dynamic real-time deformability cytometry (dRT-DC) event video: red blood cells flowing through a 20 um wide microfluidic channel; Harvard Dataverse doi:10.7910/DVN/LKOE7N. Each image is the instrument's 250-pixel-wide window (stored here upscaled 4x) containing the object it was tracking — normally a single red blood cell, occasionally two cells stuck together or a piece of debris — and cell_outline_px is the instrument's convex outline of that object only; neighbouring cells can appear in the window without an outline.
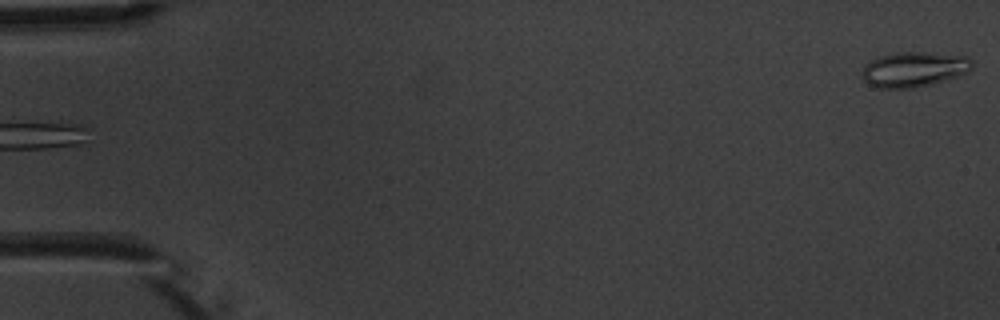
{"species": "common noctule bat (a hibernating species)", "species_latin": "Nyctalus noctula", "temperature_condition": "warm", "stored_images_in_passage": 5, "camera_frame_rate_fps": 3000, "um_per_image_px": 0.085, "animal": {"sex": "male", "body_mass_g": 20.1, "forearm_length_mm": 53.5}, "frame": {"image": 1, "passage_image": 5, "time_ms": 4.667, "image_size_px": [1000, 320], "cell_outline_px": [[972, 68], [968, 72], [944, 80], [916, 88], [880, 88], [868, 84], [860, 76], [860, 72], [864, 64], [880, 56], [896, 52], [924, 52], [968, 56], [972, 60]], "centroid_in_image_um": [77.65, 5.89], "position_along_channel_um": 7.4, "area_um2": 22.66}}